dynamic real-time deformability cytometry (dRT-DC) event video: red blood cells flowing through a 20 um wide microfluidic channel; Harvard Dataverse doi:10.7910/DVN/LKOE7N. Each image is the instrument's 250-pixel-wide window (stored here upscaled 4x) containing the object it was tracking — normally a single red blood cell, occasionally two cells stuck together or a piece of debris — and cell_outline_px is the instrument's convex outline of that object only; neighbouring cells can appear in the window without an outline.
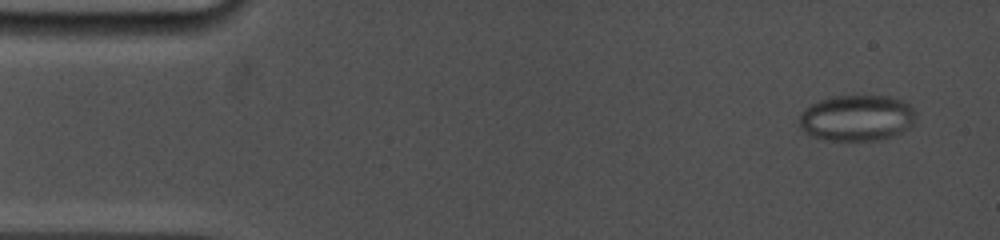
{"species": "common noctule bat (a hibernating species)", "species_latin": "Nyctalus noctula", "temperature_condition": "cold", "stored_images_in_passage": 31, "camera_frame_rate_fps": 5000, "um_per_image_px": 0.085, "animal": {"sex": "female", "body_mass_g": 19.0, "forearm_length_mm": 53.3}, "frame": {"image": 1, "passage_image": 2, "time_ms": 0.4, "image_size_px": [1000, 240], "cell_outline_px": [[916, 116], [912, 124], [908, 128], [892, 136], [876, 140], [820, 140], [804, 132], [800, 128], [800, 112], [804, 108], [820, 100], [836, 96], [888, 96], [900, 100], [908, 104], [916, 112]], "centroid_in_image_um": [72.8, 10.03], "position_along_channel_um": 12.2, "area_um2": 31.21}}
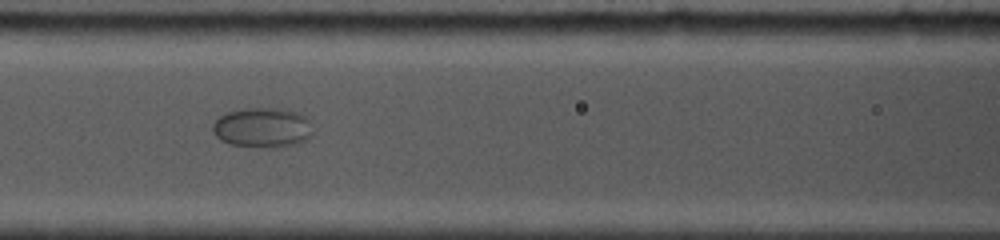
{"frame": {"image": 2, "passage_image": 14, "time_ms": 7.0, "image_size_px": [1000, 240], "cell_outline_px": [[312, 136], [308, 140], [296, 144], [276, 148], [228, 144], [220, 140], [212, 132], [212, 124], [220, 116], [228, 112], [248, 108], [288, 108], [300, 112], [308, 120], [312, 132]], "centroid_in_image_um": [22.33, 10.84], "position_along_channel_um": 144.3, "area_um2": 23.58}}
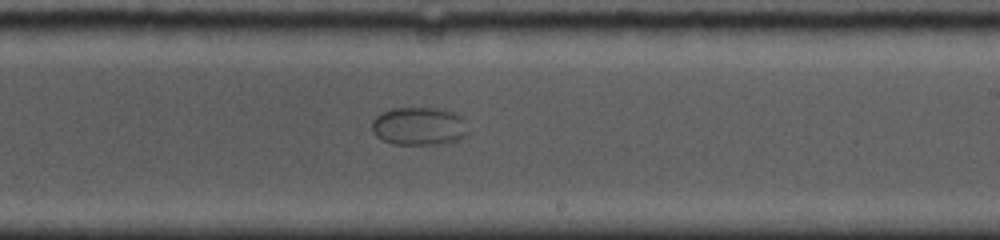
{"frame": {"image": 3, "passage_image": 19, "time_ms": 10.0, "image_size_px": [1000, 240], "cell_outline_px": [[468, 136], [460, 140], [440, 144], [392, 144], [376, 136], [372, 132], [372, 120], [376, 116], [392, 108], [436, 108], [452, 112], [460, 116], [464, 120], [468, 132]], "centroid_in_image_um": [35.63, 10.74], "position_along_channel_um": 253.4, "area_um2": 21.44}}